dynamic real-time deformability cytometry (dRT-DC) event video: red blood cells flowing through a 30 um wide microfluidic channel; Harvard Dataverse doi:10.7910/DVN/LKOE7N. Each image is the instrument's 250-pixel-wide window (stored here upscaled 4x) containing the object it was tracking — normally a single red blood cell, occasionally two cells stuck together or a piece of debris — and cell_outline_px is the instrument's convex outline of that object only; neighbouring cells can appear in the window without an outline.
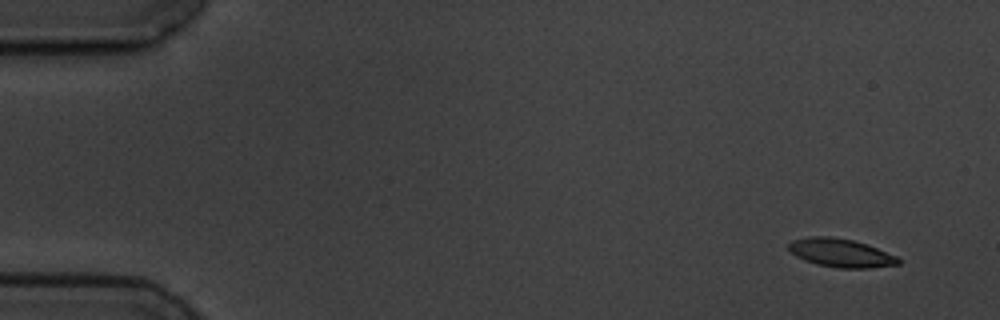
{"species": "common noctule bat (a hibernating species)", "species_latin": "Nyctalus noctula", "temperature_condition": "cold", "stored_images_in_passage": 4, "camera_frame_rate_fps": 3000, "um_per_image_px": 0.085, "animal": {"sex": "male", "body_mass_g": 19.5, "forearm_length_mm": 54.6}, "frame": {"image": 1, "passage_image": 1, "time_ms": 0.0, "image_size_px": [1000, 320], "cell_outline_px": [[900, 264], [868, 268], [840, 268], [816, 264], [804, 260], [796, 256], [788, 248], [788, 244], [792, 240], [808, 236], [832, 236], [852, 240], [876, 248], [896, 256], [900, 260]], "centroid_in_image_um": [71.43, 21.49], "position_along_channel_um": 13.6, "area_um2": 18.03}}
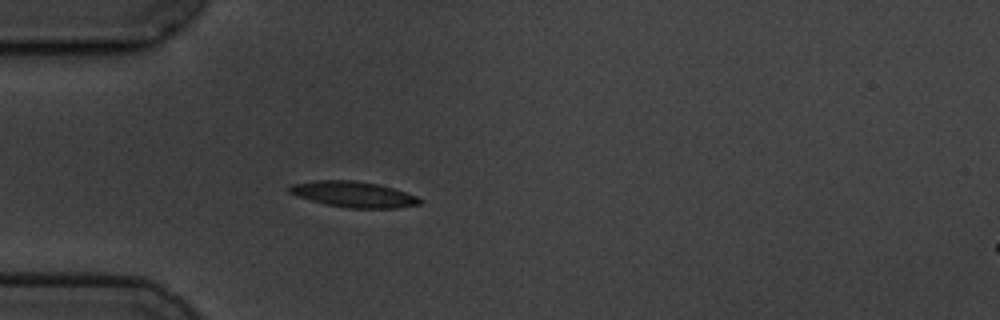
{"frame": {"image": 2, "passage_image": 4, "time_ms": 4.333, "image_size_px": [1000, 320], "cell_outline_px": [[420, 204], [396, 208], [348, 208], [328, 204], [312, 200], [288, 192], [288, 188], [292, 184], [316, 180], [356, 180], [380, 184], [416, 196], [420, 200]], "centroid_in_image_um": [30.05, 16.5], "position_along_channel_um": 54.9, "area_um2": 19.31}}